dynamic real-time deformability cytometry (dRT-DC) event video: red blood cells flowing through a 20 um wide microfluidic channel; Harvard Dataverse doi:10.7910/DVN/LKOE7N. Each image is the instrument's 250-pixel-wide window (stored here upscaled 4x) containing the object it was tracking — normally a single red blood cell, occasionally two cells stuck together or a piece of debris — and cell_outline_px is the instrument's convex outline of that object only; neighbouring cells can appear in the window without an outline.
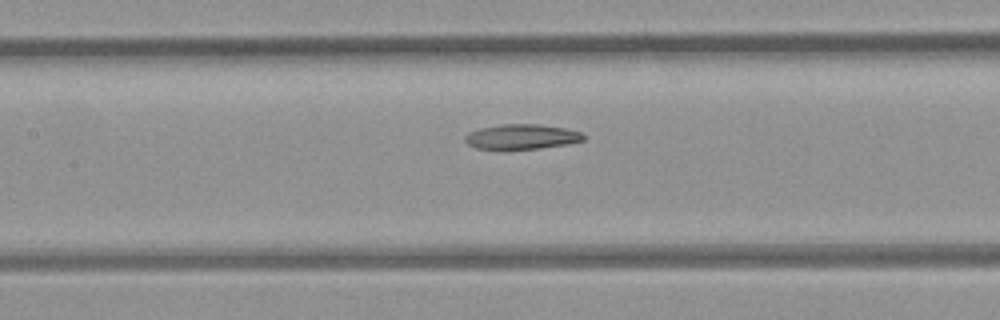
{"species": "common noctule bat (a hibernating species)", "species_latin": "Nyctalus noctula", "temperature_condition": "room temperature", "stored_images_in_passage": 10, "segment_of_instrument_passage": [2, 2], "camera_frame_rate_fps": 3000, "um_per_image_px": 0.085, "animal": {"sex": "female", "body_mass_g": 21.9}, "frame": {"image": 1, "passage_image": 10, "time_ms": 11.0, "image_size_px": [1000, 320], "cell_outline_px": [[584, 140], [568, 144], [540, 148], [504, 152], [476, 148], [468, 144], [464, 140], [464, 136], [468, 132], [480, 128], [504, 124], [540, 124], [568, 128], [580, 132], [584, 136]], "centroid_in_image_um": [44.29, 11.66], "position_along_channel_um": 163.1, "area_um2": 17.98}}